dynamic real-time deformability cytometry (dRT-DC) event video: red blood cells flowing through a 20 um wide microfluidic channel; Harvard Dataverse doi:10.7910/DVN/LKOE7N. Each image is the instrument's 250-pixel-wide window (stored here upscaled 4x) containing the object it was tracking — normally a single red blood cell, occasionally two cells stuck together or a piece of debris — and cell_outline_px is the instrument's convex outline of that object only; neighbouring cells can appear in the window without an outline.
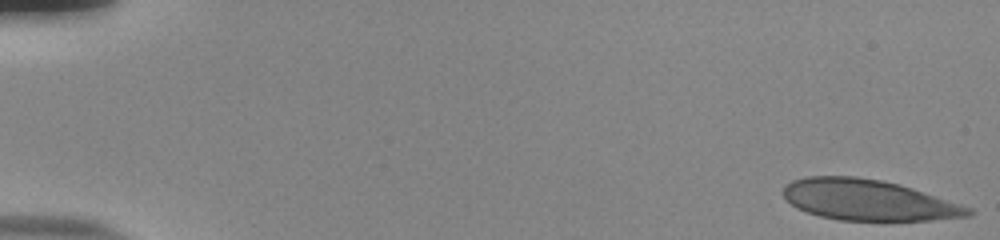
{"species": "human", "species_latin": "Homo sapiens", "temperature_condition": "room temperature", "stored_images_in_passage": 54, "camera_frame_rate_fps": 3000, "um_per_image_px": 0.085, "donor": {"sex": "male"}, "frame": {"image": 1, "passage_image": 1, "time_ms": 0.0, "image_size_px": [1000, 240], "cell_outline_px": [[972, 212], [968, 216], [928, 220], [840, 220], [820, 216], [796, 208], [784, 196], [784, 184], [792, 180], [808, 176], [856, 176], [880, 180], [912, 188], [972, 208]], "centroid_in_image_um": [73.76, 16.99], "position_along_channel_um": 11.2, "area_um2": 43.47}}
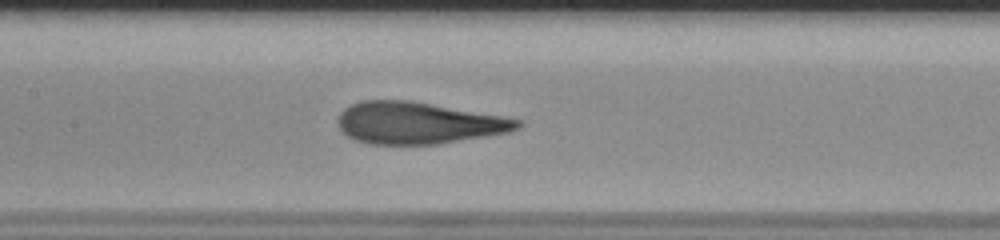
{"frame": {"image": 2, "passage_image": 27, "time_ms": 8.667, "image_size_px": [1000, 240], "cell_outline_px": [[524, 124], [520, 128], [508, 132], [436, 144], [368, 144], [356, 140], [340, 132], [336, 124], [336, 120], [340, 112], [344, 108], [360, 100], [412, 100], [500, 116], [520, 120]], "centroid_in_image_um": [35.47, 10.44], "position_along_channel_um": 171.9, "area_um2": 43.81}}
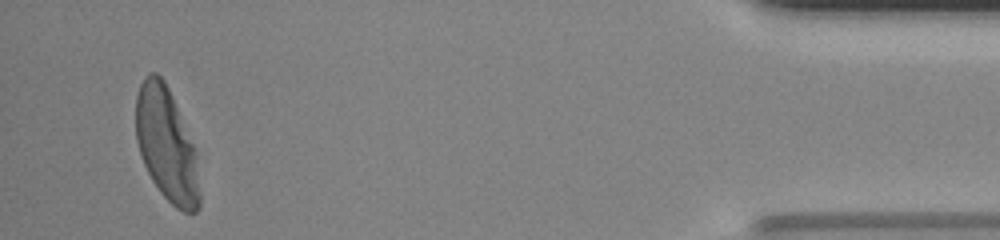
{"frame": {"image": 3, "passage_image": 52, "time_ms": 17.0, "image_size_px": [1000, 240], "cell_outline_px": [[200, 208], [196, 212], [184, 212], [176, 208], [160, 192], [152, 180], [144, 164], [136, 140], [136, 96], [140, 84], [144, 76], [152, 72], [156, 72], [164, 80], [172, 96], [192, 144], [200, 192]], "centroid_in_image_um": [14.12, 12.3], "position_along_channel_um": 421.1, "area_um2": 41.38}, "authors_computed_cell_mechanics": {"area_um2": 44.795, "velocity_mm_per_s": 3.7845, "shape_relaxation_time_tau1_ms": 5.0268, "shape_relaxation_time_tau2_ms": 0.745, "deformation_change_tau1": 0.2296, "deformation_change_tau2": 0.0811}}